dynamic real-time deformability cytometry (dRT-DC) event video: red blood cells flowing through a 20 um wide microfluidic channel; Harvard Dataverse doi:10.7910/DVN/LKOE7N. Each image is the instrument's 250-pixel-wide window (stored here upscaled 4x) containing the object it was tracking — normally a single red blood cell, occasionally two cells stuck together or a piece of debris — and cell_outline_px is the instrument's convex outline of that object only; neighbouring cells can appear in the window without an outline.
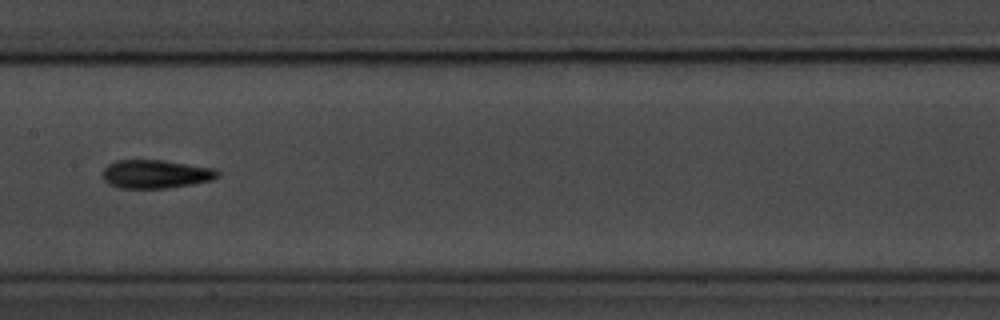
{"species": "common noctule bat (a hibernating species)", "species_latin": "Nyctalus noctula", "temperature_condition": "room temperature", "stored_images_in_passage": 13, "camera_frame_rate_fps": 3000, "um_per_image_px": 0.085, "animal": {"sex": "male", "body_mass_g": 20.1, "forearm_length_mm": 53.5}, "frame": {"image": 1, "passage_image": 6, "time_ms": 6.667, "image_size_px": [1000, 320], "cell_outline_px": [[220, 176], [212, 180], [192, 184], [168, 188], [120, 188], [108, 184], [104, 180], [104, 168], [108, 164], [116, 160], [164, 160], [216, 168], [220, 172]], "centroid_in_image_um": [13.28, 14.79], "position_along_channel_um": 194.1, "area_um2": 19.25}}
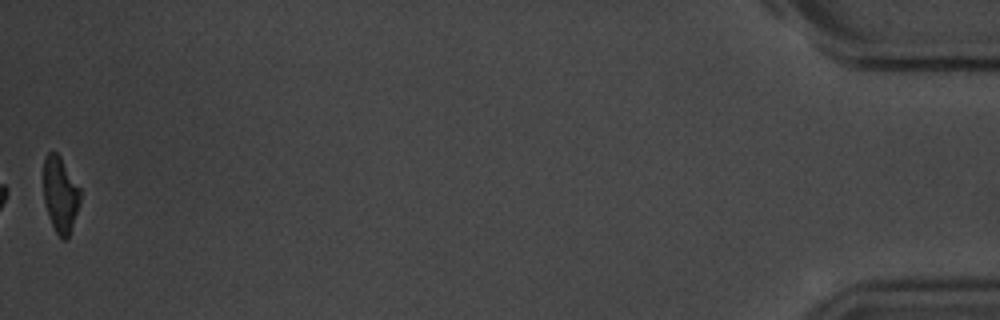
{"frame": {"image": 2, "passage_image": 13, "time_ms": 15.667, "image_size_px": [1000, 320], "cell_outline_px": [[80, 204], [68, 236], [64, 240], [56, 232], [52, 224], [44, 200], [44, 156], [48, 152], [56, 152], [60, 156], [80, 188]], "centroid_in_image_um": [5.13, 16.5], "position_along_channel_um": 430.1, "area_um2": 15.9}, "authors_computed_cell_mechanics": {"area_um2": 18.207, "velocity_mm_per_s": 3.7017, "shape_relaxation_time_tau1_ms": 2.8801, "shape_relaxation_time_tau2_ms": 5.744, "deformation_change_tau1": 0.1221, "deformation_change_tau2": 0.1125}}